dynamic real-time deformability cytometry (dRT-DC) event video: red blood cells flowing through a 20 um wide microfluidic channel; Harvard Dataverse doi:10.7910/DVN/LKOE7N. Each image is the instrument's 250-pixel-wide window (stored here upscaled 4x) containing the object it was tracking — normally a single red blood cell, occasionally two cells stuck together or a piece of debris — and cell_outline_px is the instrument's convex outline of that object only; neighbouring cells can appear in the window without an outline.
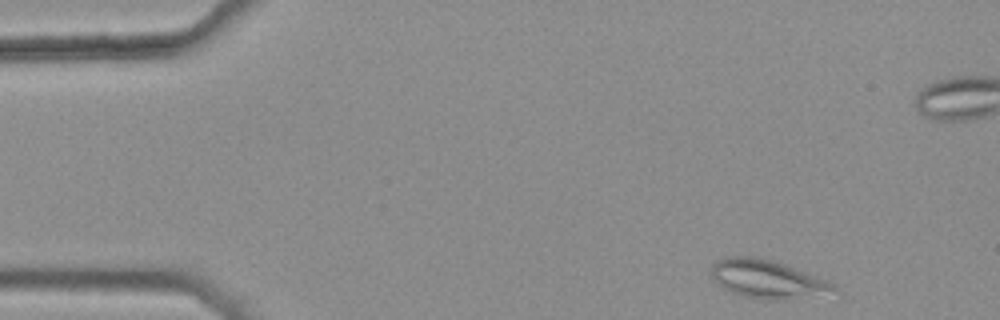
{"species": "common noctule bat (a hibernating species)", "species_latin": "Nyctalus noctula", "temperature_condition": "warm", "stored_images_in_passage": 6, "camera_frame_rate_fps": 3000, "um_per_image_px": 0.085, "animal": {"sex": "female", "body_mass_g": 25.1}, "frame": {"image": 1, "passage_image": 1, "time_ms": 0.0, "image_size_px": [1000, 320], "cell_outline_px": [[840, 296], [776, 300], [764, 300], [740, 296], [724, 288], [712, 280], [712, 264], [724, 256], [756, 256], [772, 260], [784, 264], [828, 280], [836, 284], [840, 288]], "centroid_in_image_um": [65.38, 23.77], "position_along_channel_um": 19.6, "area_um2": 28.55}}
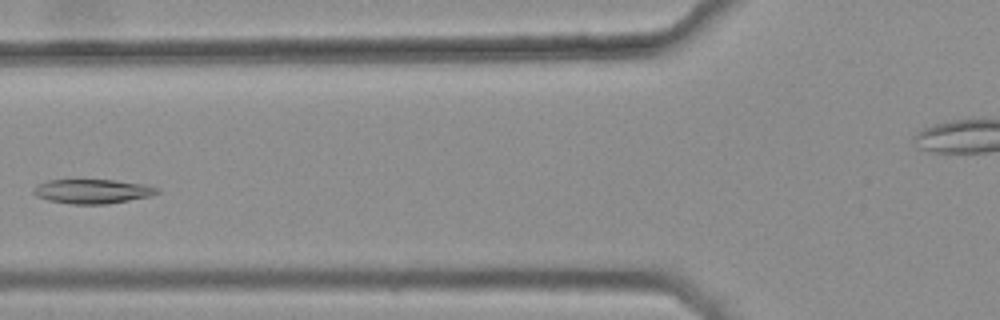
{"frame": {"image": 2, "passage_image": 5, "time_ms": 1.333, "image_size_px": [1000, 320], "cell_outline_px": [[160, 192], [152, 196], [108, 204], [72, 204], [48, 200], [36, 196], [32, 192], [32, 188], [36, 184], [48, 180], [116, 180], [144, 184], [160, 188]], "centroid_in_image_um": [7.86, 16.26], "position_along_channel_um": 117.9, "area_um2": 17.74}}
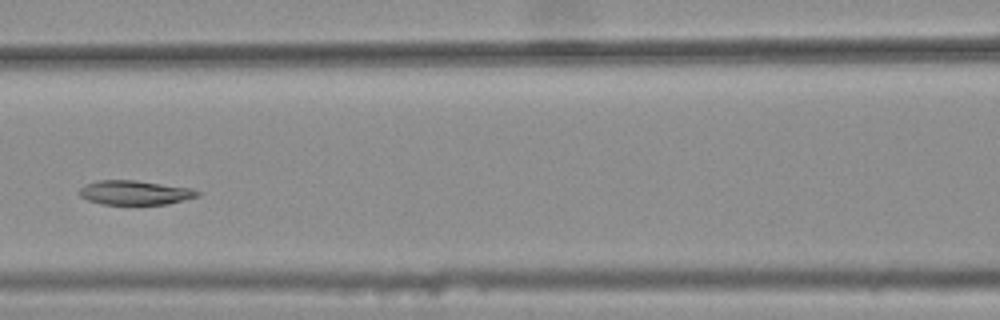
{"frame": {"image": 3, "passage_image": 6, "time_ms": 1.667, "image_size_px": [1000, 320], "cell_outline_px": [[200, 196], [168, 204], [100, 204], [88, 200], [80, 196], [80, 188], [84, 184], [100, 180], [132, 180], [192, 188], [200, 192]], "centroid_in_image_um": [11.47, 16.37], "position_along_channel_um": 155.1, "area_um2": 16.65}}